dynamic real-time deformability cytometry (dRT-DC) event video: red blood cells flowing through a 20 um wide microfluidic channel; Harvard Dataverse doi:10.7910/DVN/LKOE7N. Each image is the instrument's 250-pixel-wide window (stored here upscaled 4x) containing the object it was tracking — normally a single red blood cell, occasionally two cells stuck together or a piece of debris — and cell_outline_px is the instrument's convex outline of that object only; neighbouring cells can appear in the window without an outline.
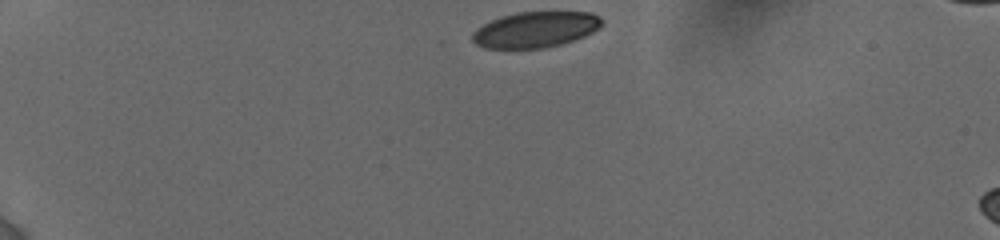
{"species": "human", "species_latin": "Homo sapiens", "temperature_condition": "cold", "stored_images_in_passage": 34, "camera_frame_rate_fps": 3000, "um_per_image_px": 0.085, "donor": {"sex": "female"}, "frame": {"image": 1, "passage_image": 1, "time_ms": 0.0, "image_size_px": [1000, 240], "cell_outline_px": [[604, 20], [600, 28], [584, 36], [560, 44], [544, 48], [484, 48], [476, 44], [472, 40], [472, 32], [476, 28], [500, 16], [516, 12], [592, 12], [600, 16]], "centroid_in_image_um": [45.52, 2.5], "position_along_channel_um": 39.5, "area_um2": 27.11}}
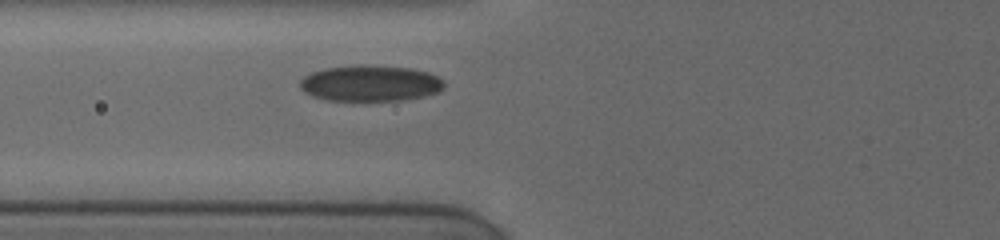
{"frame": {"image": 2, "passage_image": 20, "time_ms": 3.333, "image_size_px": [1000, 240], "cell_outline_px": [[444, 88], [440, 92], [424, 96], [400, 100], [328, 100], [304, 92], [300, 88], [300, 80], [304, 76], [312, 72], [324, 68], [360, 64], [364, 64], [412, 68], [428, 72], [444, 80]], "centroid_in_image_um": [31.5, 7.06], "position_along_channel_um": 94.3, "area_um2": 30.35}}
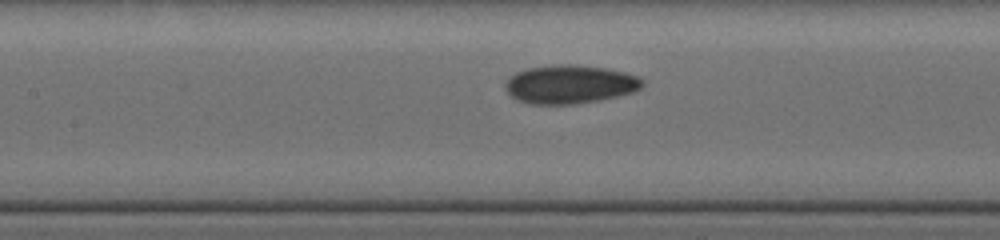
{"frame": {"image": 3, "passage_image": 29, "time_ms": 5.0, "image_size_px": [1000, 240], "cell_outline_px": [[644, 84], [640, 88], [632, 92], [600, 100], [572, 104], [532, 104], [520, 100], [512, 96], [508, 92], [504, 84], [508, 76], [516, 72], [528, 68], [552, 64], [576, 64], [608, 68], [640, 76], [644, 80]], "centroid_in_image_um": [48.45, 7.14], "position_along_channel_um": 158.9, "area_um2": 30.98}}